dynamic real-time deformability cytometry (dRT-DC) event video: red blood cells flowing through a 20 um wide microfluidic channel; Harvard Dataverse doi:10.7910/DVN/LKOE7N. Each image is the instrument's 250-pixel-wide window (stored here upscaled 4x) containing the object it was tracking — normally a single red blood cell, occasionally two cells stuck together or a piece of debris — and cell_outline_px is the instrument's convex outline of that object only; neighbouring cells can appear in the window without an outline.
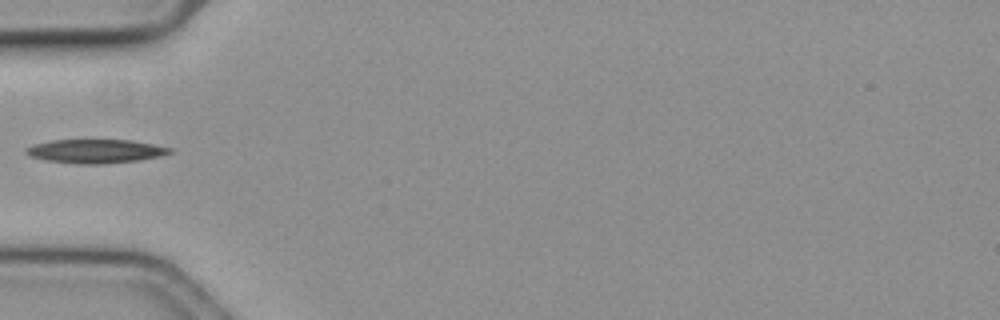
{"species": "common noctule bat (a hibernating species)", "species_latin": "Nyctalus noctula", "temperature_condition": "cold", "stored_images_in_passage": 18, "camera_frame_rate_fps": 3000, "um_per_image_px": 0.085, "animal": {"sex": "female", "body_mass_g": 19.3, "forearm_length_mm": 54.1}, "frame": {"image": 1, "passage_image": 1, "time_ms": 0.0, "image_size_px": [1000, 320], "cell_outline_px": [[172, 152], [160, 156], [140, 160], [104, 164], [76, 164], [44, 160], [32, 156], [24, 152], [28, 148], [36, 144], [52, 140], [132, 140], [172, 148]], "centroid_in_image_um": [8.15, 12.86], "position_along_channel_um": 76.8, "area_um2": 19.83}}
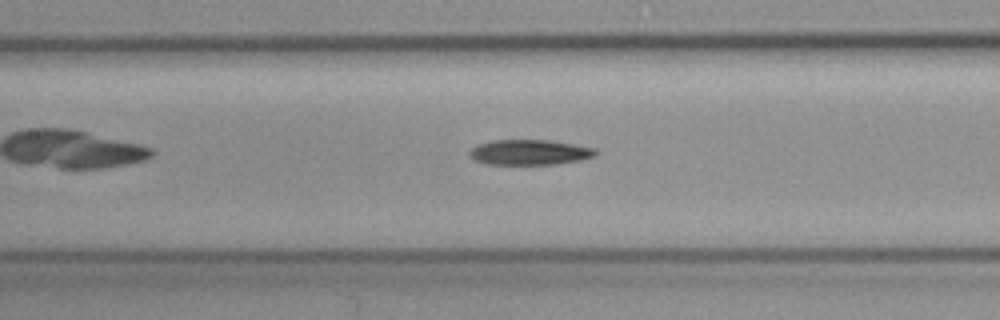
{"frame": {"image": 2, "passage_image": 8, "time_ms": 2.333, "image_size_px": [1000, 320], "cell_outline_px": [[600, 152], [596, 156], [580, 160], [556, 164], [484, 164], [472, 160], [468, 156], [468, 152], [472, 148], [480, 144], [492, 140], [548, 140], [596, 148]], "centroid_in_image_um": [45.01, 12.95], "position_along_channel_um": 162.4, "area_um2": 18.73}}
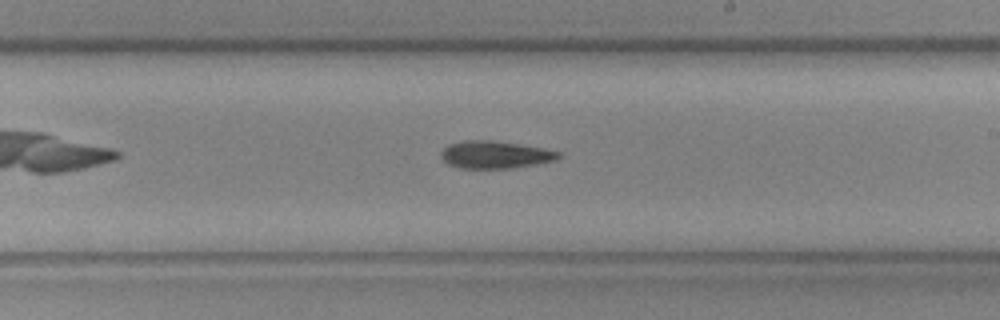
{"frame": {"image": 3, "passage_image": 15, "time_ms": 4.667, "image_size_px": [1000, 320], "cell_outline_px": [[560, 156], [556, 160], [536, 164], [512, 168], [460, 168], [448, 164], [440, 156], [440, 152], [448, 144], [460, 140], [492, 140], [544, 148], [560, 152]], "centroid_in_image_um": [42.05, 13.14], "position_along_channel_um": 246.9, "area_um2": 18.84}}